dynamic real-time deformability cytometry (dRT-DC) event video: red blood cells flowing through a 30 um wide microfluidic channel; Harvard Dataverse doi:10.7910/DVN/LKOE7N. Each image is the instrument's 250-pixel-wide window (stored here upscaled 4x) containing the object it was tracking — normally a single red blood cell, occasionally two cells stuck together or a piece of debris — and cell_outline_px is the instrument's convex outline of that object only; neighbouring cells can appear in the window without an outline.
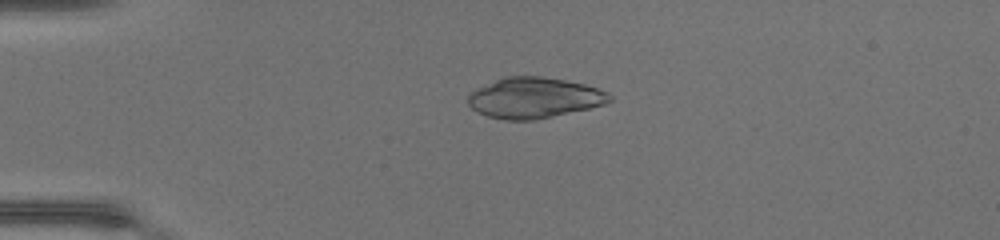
{"species": "common noctule bat (a hibernating species)", "species_latin": "Nyctalus noctula", "temperature_condition": "warm", "stored_images_in_passage": 47, "camera_frame_rate_fps": 3000, "um_per_image_px": 0.085, "animal": {"sex": "female", "body_mass_g": 17.0, "forearm_length_mm": 48.0}, "frame": {"image": 1, "passage_image": 12, "time_ms": 3.667, "image_size_px": [1000, 240], "cell_outline_px": [[612, 100], [604, 104], [588, 108], [536, 120], [504, 120], [488, 116], [476, 112], [468, 104], [468, 96], [472, 92], [504, 76], [540, 76], [564, 80], [584, 84], [608, 92], [612, 96]], "centroid_in_image_um": [45.41, 8.32], "position_along_channel_um": 39.6, "area_um2": 33.23}}
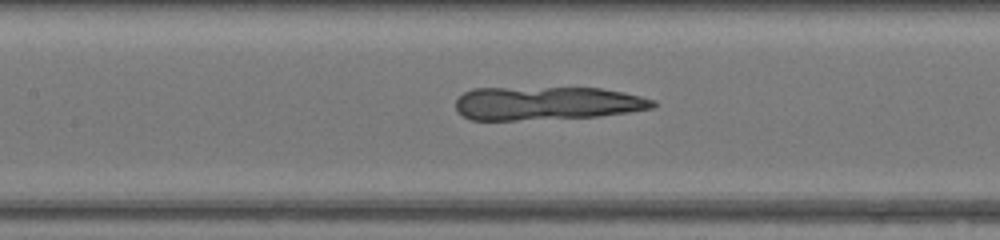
{"frame": {"image": 2, "passage_image": 23, "time_ms": 7.333, "image_size_px": [1000, 240], "cell_outline_px": [[656, 104], [652, 108], [628, 112], [600, 116], [516, 120], [472, 120], [464, 116], [456, 108], [456, 100], [464, 92], [472, 88], [600, 88], [624, 92], [640, 96], [652, 100]], "centroid_in_image_um": [46.46, 8.78], "position_along_channel_um": 160.9, "area_um2": 38.21}}